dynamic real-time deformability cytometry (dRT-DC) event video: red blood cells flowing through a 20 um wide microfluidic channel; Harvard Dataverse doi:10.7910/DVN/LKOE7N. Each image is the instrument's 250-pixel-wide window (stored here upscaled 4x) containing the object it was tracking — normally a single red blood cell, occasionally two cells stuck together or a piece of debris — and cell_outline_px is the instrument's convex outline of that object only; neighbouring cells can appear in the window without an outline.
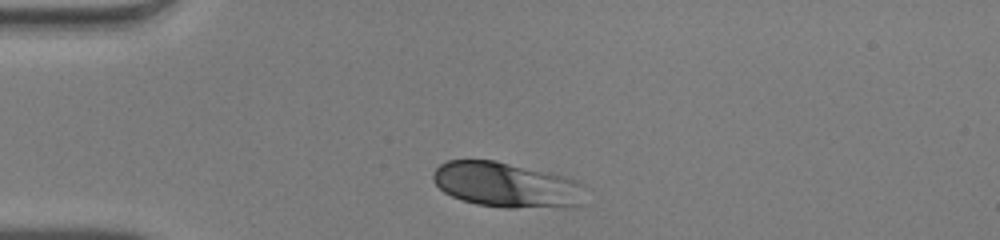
{"species": "human", "species_latin": "Homo sapiens", "temperature_condition": "warm", "stored_images_in_passage": 30, "camera_frame_rate_fps": 3000, "um_per_image_px": 0.085, "donor": {"sex": "male"}, "frame": {"image": 1, "passage_image": 1, "time_ms": 0.0, "image_size_px": [1000, 240], "cell_outline_px": [[584, 184], [580, 204], [564, 208], [504, 208], [476, 204], [460, 200], [444, 192], [432, 180], [432, 172], [440, 164], [448, 160], [496, 160], [564, 176], [576, 180]], "centroid_in_image_um": [43.03, 15.73], "position_along_channel_um": 42.0, "area_um2": 40.34}}
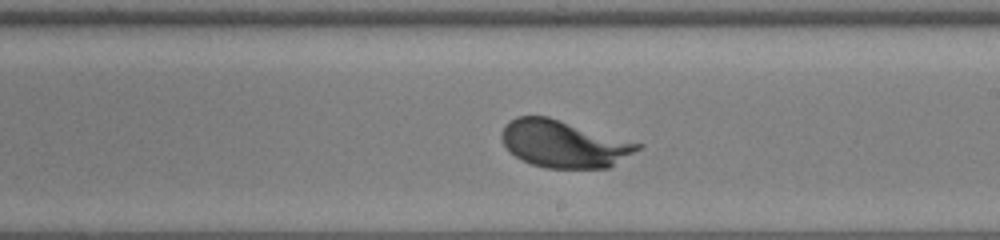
{"frame": {"image": 2, "passage_image": 18, "time_ms": 5.667, "image_size_px": [1000, 240], "cell_outline_px": [[644, 144], [640, 148], [608, 168], [544, 168], [532, 164], [516, 156], [504, 144], [500, 136], [504, 124], [516, 116], [548, 116]], "centroid_in_image_um": [47.92, 12.21], "position_along_channel_um": 241.1, "area_um2": 37.22}}
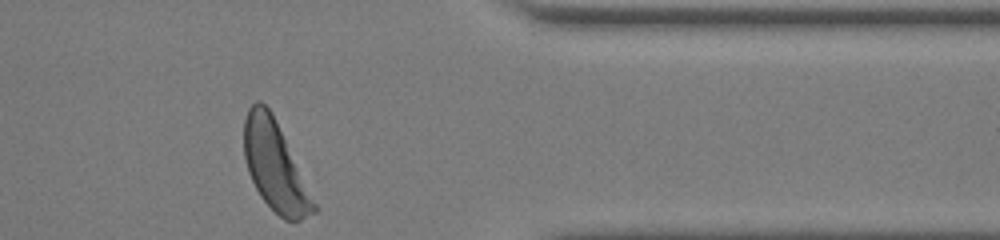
{"frame": {"image": 3, "passage_image": 30, "time_ms": 9.667, "image_size_px": [1000, 240], "cell_outline_px": [[320, 208], [316, 212], [300, 220], [284, 220], [260, 196], [248, 172], [244, 156], [244, 120], [248, 108], [256, 100], [260, 100], [272, 112]], "centroid_in_image_um": [23.4, 14.12], "position_along_channel_um": 388.0, "area_um2": 36.36}}